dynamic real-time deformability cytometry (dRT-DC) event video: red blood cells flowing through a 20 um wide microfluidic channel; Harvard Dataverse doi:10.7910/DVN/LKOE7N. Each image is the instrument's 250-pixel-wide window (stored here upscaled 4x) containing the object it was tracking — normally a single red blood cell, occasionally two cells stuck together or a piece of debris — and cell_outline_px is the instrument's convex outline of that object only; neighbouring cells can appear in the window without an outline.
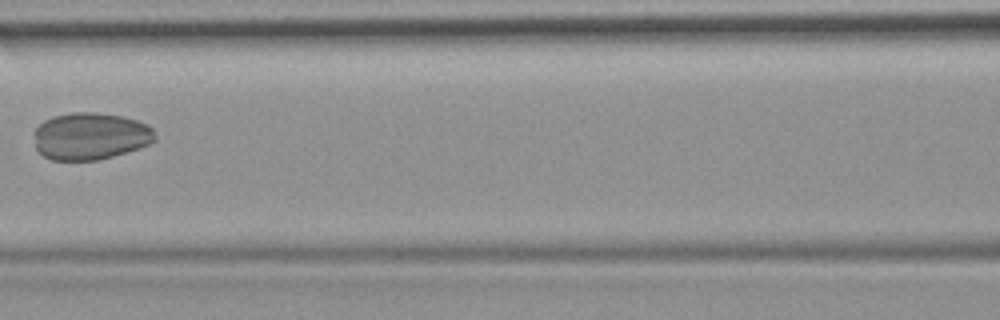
{"species": "common noctule bat (a hibernating species)", "species_latin": "Nyctalus noctula", "temperature_condition": "room temperature", "stored_images_in_passage": 6, "camera_frame_rate_fps": 3000, "um_per_image_px": 0.085, "animal": {"sex": "female", "body_mass_g": 19.9}, "frame": {"image": 1, "passage_image": 6, "time_ms": 6.667, "image_size_px": [1000, 320], "cell_outline_px": [[156, 140], [140, 148], [112, 156], [96, 160], [52, 160], [44, 156], [36, 148], [36, 128], [44, 120], [52, 116], [72, 112], [96, 112], [124, 116], [148, 124], [152, 128], [156, 136]], "centroid_in_image_um": [7.71, 11.56], "position_along_channel_um": 158.9, "area_um2": 33.23}}